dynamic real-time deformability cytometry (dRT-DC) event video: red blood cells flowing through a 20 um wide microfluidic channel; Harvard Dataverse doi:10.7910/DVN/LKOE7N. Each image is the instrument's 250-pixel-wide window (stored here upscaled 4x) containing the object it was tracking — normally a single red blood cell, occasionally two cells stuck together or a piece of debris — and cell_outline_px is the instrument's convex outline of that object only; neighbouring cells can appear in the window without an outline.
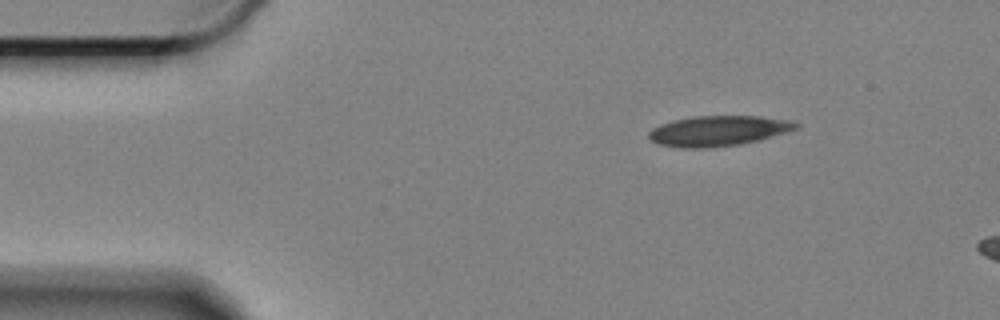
{"species": "Egyptian fruit bat (a non-hibernating species)", "species_latin": "Rousettus aegyptiacus", "temperature_condition": "cold", "stored_images_in_passage": 3, "camera_frame_rate_fps": 3000, "um_per_image_px": 0.085, "animal": {"sex": "female"}, "frame": {"image": 1, "passage_image": 1, "time_ms": 0.0, "image_size_px": [1000, 320], "cell_outline_px": [[800, 128], [756, 140], [740, 144], [704, 148], [680, 148], [660, 144], [652, 140], [648, 136], [648, 132], [652, 128], [660, 124], [672, 120], [696, 116], [760, 116], [788, 120], [800, 124]], "centroid_in_image_um": [61.03, 11.11], "position_along_channel_um": 24.0, "area_um2": 25.78}}